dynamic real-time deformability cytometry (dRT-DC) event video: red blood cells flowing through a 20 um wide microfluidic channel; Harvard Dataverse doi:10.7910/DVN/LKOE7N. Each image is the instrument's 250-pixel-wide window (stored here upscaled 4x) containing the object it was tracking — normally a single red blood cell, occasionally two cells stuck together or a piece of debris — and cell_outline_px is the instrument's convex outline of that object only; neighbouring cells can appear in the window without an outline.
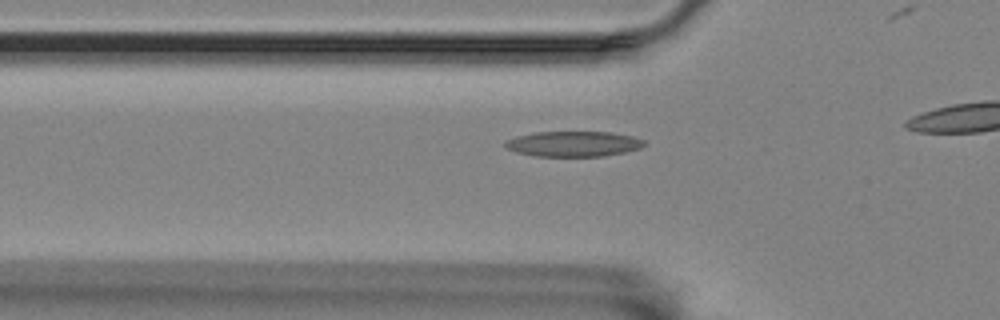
{"species": "Egyptian fruit bat (a non-hibernating species)", "species_latin": "Rousettus aegyptiacus", "temperature_condition": "room temperature", "stored_images_in_passage": 9, "camera_frame_rate_fps": 3000, "um_per_image_px": 0.085, "animal": {"sex": "female"}, "frame": {"image": 1, "passage_image": 3, "time_ms": 0.667, "image_size_px": [1000, 320], "cell_outline_px": [[648, 144], [640, 148], [624, 152], [604, 156], [536, 156], [516, 152], [504, 148], [504, 140], [516, 136], [532, 132], [612, 132], [632, 136], [644, 140]], "centroid_in_image_um": [48.71, 12.22], "position_along_channel_um": 77.1, "area_um2": 20.75}}
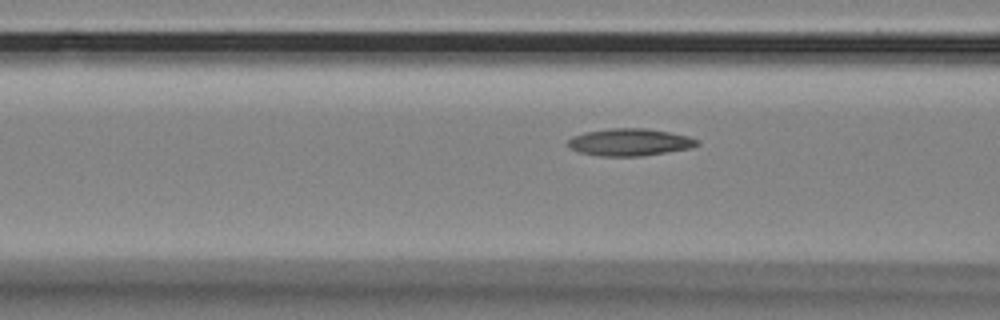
{"frame": {"image": 2, "passage_image": 6, "time_ms": 1.667, "image_size_px": [1000, 320], "cell_outline_px": [[700, 144], [692, 148], [640, 156], [600, 156], [580, 152], [572, 148], [568, 144], [568, 140], [572, 136], [584, 132], [612, 128], [644, 128], [668, 132], [688, 136], [700, 140]], "centroid_in_image_um": [53.55, 12.08], "position_along_channel_um": 113.0, "area_um2": 20.4}}